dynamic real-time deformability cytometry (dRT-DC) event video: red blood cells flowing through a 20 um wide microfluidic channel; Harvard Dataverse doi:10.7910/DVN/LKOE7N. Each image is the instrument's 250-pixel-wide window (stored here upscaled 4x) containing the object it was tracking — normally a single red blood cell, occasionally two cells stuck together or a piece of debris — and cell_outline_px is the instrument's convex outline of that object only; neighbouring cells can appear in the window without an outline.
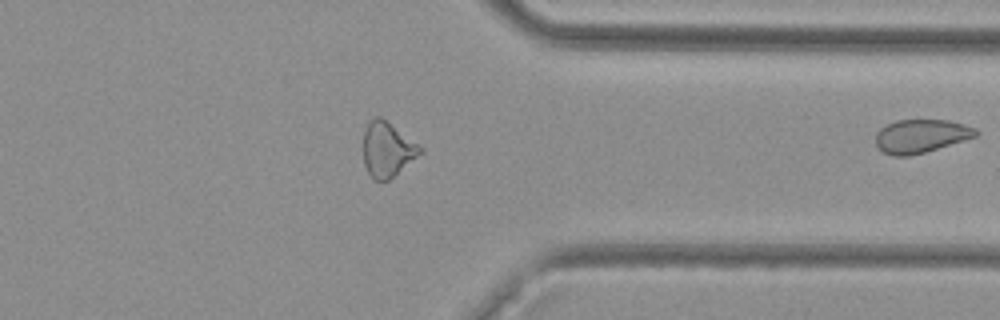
{"species": "common noctule bat (a hibernating species)", "species_latin": "Nyctalus noctula", "temperature_condition": "cold", "stored_images_in_passage": 35, "segment_of_instrument_passage": [2, 2], "camera_frame_rate_fps": 3000, "um_per_image_px": 0.085, "animal": {"sex": "female", "body_mass_g": 29.2, "forearm_length_mm": 56.3}, "frame": {"image": 1, "passage_image": 35, "time_ms": 11.333, "image_size_px": [1000, 320], "cell_outline_px": [[980, 132], [976, 136], [924, 152], [908, 156], [892, 156], [884, 152], [876, 144], [876, 132], [884, 124], [896, 120], [948, 120], [964, 124], [976, 128]], "centroid_in_image_um": [78.26, 11.55], "position_along_channel_um": 333.1, "area_um2": 19.42}}